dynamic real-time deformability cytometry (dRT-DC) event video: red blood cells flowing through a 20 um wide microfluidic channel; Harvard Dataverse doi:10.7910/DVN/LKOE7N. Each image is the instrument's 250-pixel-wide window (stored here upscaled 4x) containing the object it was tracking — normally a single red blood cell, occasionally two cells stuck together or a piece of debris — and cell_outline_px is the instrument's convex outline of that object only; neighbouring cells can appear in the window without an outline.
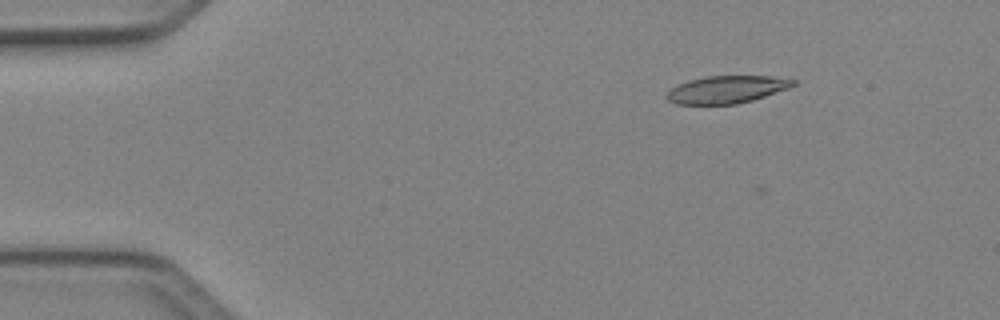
{"species": "Egyptian fruit bat (a non-hibernating species)", "species_latin": "Rousettus aegyptiacus", "temperature_condition": "cold", "stored_images_in_passage": 10, "camera_frame_rate_fps": 3000, "um_per_image_px": 0.085, "animal": {"sex": "female"}, "frame": {"image": 1, "passage_image": 1, "time_ms": 0.0, "image_size_px": [1000, 320], "cell_outline_px": [[796, 84], [788, 88], [752, 100], [736, 104], [676, 104], [668, 100], [664, 96], [672, 88], [688, 80], [704, 76], [768, 76], [796, 80]], "centroid_in_image_um": [61.74, 7.6], "position_along_channel_um": 23.3, "area_um2": 20.06}}